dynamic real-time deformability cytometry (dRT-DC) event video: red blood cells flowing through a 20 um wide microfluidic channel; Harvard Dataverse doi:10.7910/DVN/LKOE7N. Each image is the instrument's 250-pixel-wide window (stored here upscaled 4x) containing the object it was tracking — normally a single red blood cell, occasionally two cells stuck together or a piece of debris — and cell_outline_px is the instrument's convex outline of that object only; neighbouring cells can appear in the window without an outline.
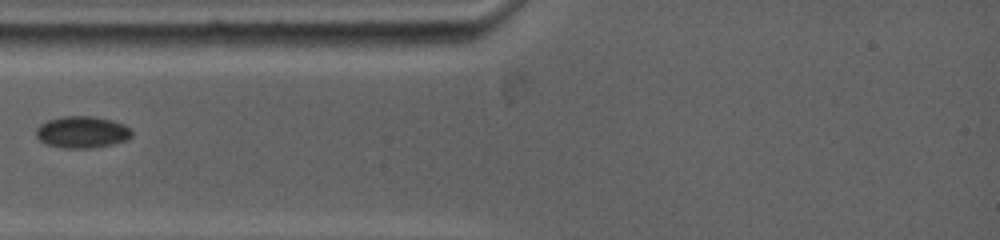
{"species": "common noctule bat (a hibernating species)", "species_latin": "Nyctalus noctula", "temperature_condition": "warm", "stored_images_in_passage": 54, "camera_frame_rate_fps": 5000, "um_per_image_px": 0.085, "animal": {"sex": "female", "body_mass_g": 19.0, "forearm_length_mm": 53.3}, "frame": {"image": 1, "passage_image": 5, "time_ms": 1.6, "image_size_px": [1000, 240], "cell_outline_px": [[132, 136], [128, 140], [112, 144], [92, 148], [64, 148], [48, 144], [40, 140], [36, 136], [36, 128], [40, 124], [48, 120], [60, 116], [92, 116], [112, 120], [124, 124], [132, 132]], "centroid_in_image_um": [6.98, 11.22], "position_along_channel_um": 78.0, "area_um2": 17.74}}
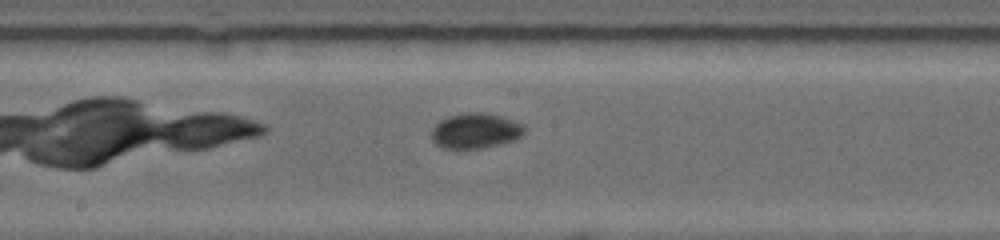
{"frame": {"image": 2, "passage_image": 18, "time_ms": 5.0, "image_size_px": [1000, 240], "cell_outline_px": [[524, 132], [516, 140], [500, 144], [480, 148], [444, 148], [436, 144], [432, 140], [432, 128], [440, 120], [448, 116], [468, 112], [480, 112], [500, 116], [512, 120], [520, 124], [524, 128]], "centroid_in_image_um": [40.39, 11.12], "position_along_channel_um": 207.8, "area_um2": 18.84}}
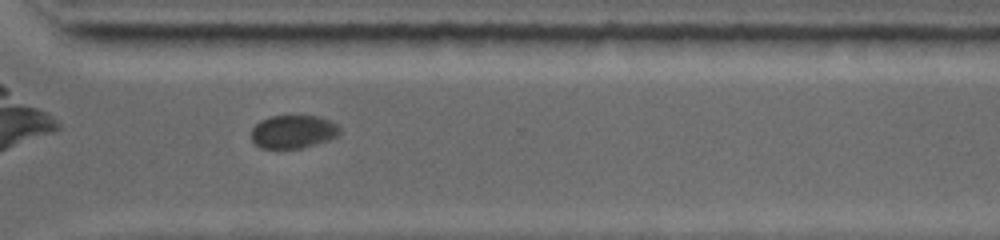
{"frame": {"image": 3, "passage_image": 33, "time_ms": 8.6, "image_size_px": [1000, 240], "cell_outline_px": [[340, 132], [336, 136], [328, 140], [300, 148], [260, 148], [252, 140], [252, 128], [260, 120], [272, 116], [320, 116], [336, 124], [340, 128]], "centroid_in_image_um": [24.91, 11.19], "position_along_channel_um": 345.7, "area_um2": 16.94}}